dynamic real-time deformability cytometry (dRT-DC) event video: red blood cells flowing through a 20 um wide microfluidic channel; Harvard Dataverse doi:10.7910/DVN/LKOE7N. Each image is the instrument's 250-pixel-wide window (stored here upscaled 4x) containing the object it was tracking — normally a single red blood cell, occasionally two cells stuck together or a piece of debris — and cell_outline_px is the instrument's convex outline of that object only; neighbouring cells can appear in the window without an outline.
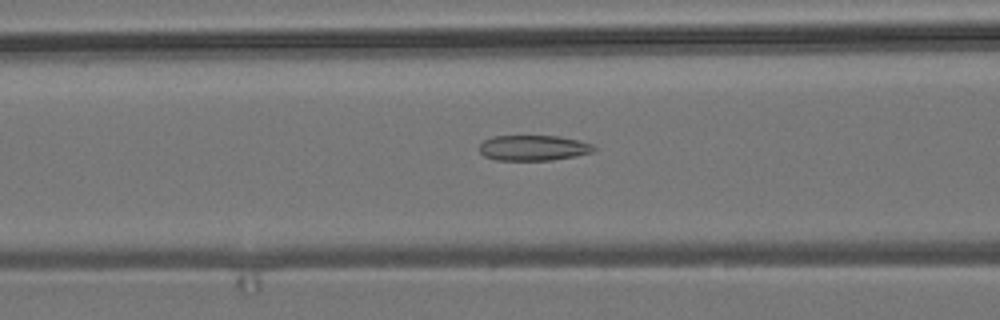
{"species": "common noctule bat (a hibernating species)", "species_latin": "Nyctalus noctula", "temperature_condition": "room temperature", "stored_images_in_passage": 53, "camera_frame_rate_fps": 3000, "um_per_image_px": 0.085, "animal": {"sex": "male", "body_mass_g": 19.2, "forearm_length_mm": 51.8}, "frame": {"image": 1, "passage_image": 21, "time_ms": 6.667, "image_size_px": [1000, 320], "cell_outline_px": [[596, 148], [592, 152], [576, 156], [552, 160], [496, 160], [484, 156], [480, 152], [480, 144], [484, 140], [492, 136], [560, 136], [580, 140], [592, 144]], "centroid_in_image_um": [45.35, 12.57], "position_along_channel_um": 121.3, "area_um2": 17.05}}
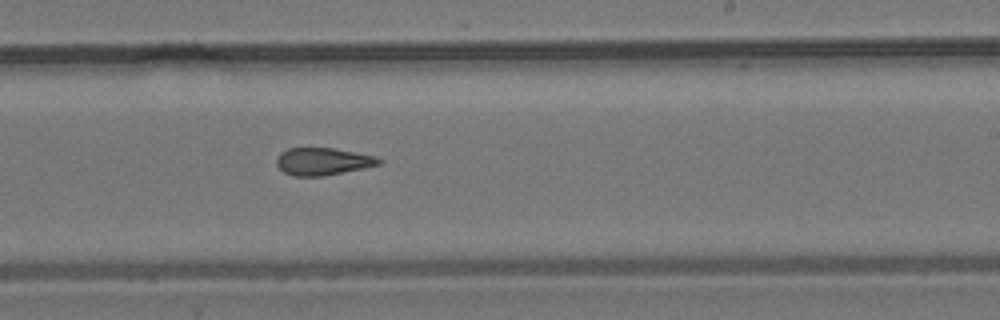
{"frame": {"image": 2, "passage_image": 32, "time_ms": 10.333, "image_size_px": [1000, 320], "cell_outline_px": [[384, 160], [380, 164], [364, 168], [324, 176], [292, 176], [284, 172], [276, 164], [276, 156], [280, 152], [288, 148], [332, 148], [376, 156]], "centroid_in_image_um": [27.43, 13.72], "position_along_channel_um": 261.6, "area_um2": 16.42}}
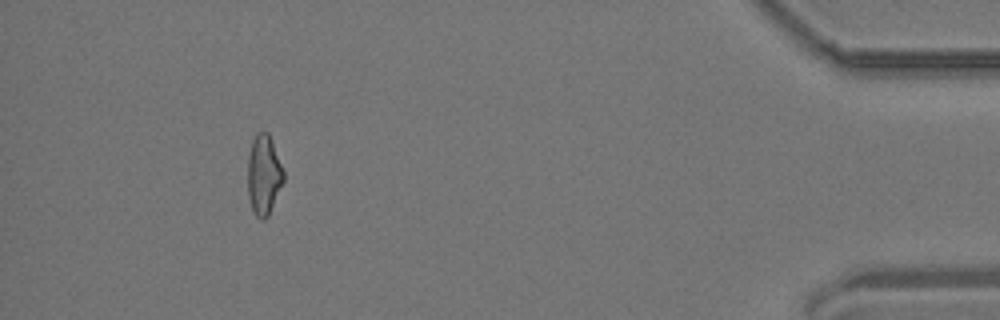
{"frame": {"image": 3, "passage_image": 49, "time_ms": 16.0, "image_size_px": [1000, 320], "cell_outline_px": [[284, 180], [268, 216], [264, 220], [260, 220], [252, 212], [248, 196], [248, 156], [252, 140], [256, 132], [268, 132], [272, 140], [284, 172]], "centroid_in_image_um": [22.41, 14.87], "position_along_channel_um": 412.8, "area_um2": 16.82}, "authors_computed_cell_mechanics": {"area_um2": 17.2822, "velocity_mm_per_s": 3.8221, "shape_relaxation_time_tau1_ms": null, "shape_relaxation_time_tau2_ms": 2.8403, "deformation_change_tau1": null, "deformation_change_tau2": 0.124}}